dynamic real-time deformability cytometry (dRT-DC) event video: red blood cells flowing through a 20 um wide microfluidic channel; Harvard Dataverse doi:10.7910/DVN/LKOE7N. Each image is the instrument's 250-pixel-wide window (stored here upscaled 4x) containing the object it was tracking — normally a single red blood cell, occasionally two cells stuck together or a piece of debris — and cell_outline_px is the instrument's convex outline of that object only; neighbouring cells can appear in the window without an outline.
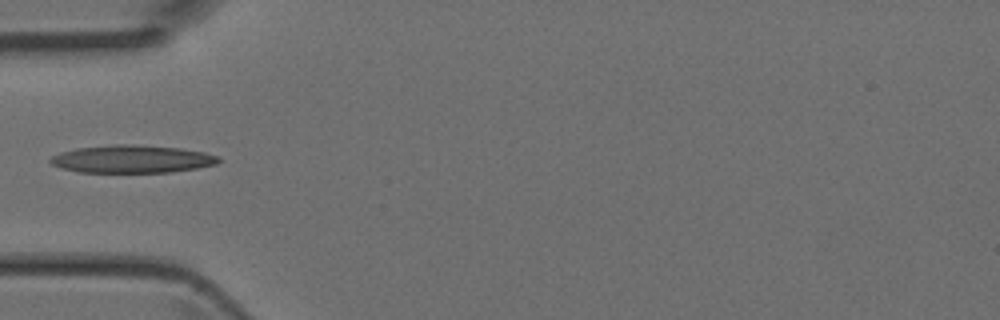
{"species": "Egyptian fruit bat (a non-hibernating species)", "species_latin": "Rousettus aegyptiacus", "temperature_condition": "room temperature", "stored_images_in_passage": 3, "camera_frame_rate_fps": 3000, "um_per_image_px": 0.085, "animal": {"sex": "female"}, "frame": {"image": 1, "passage_image": 3, "time_ms": 0.667, "image_size_px": [1000, 320], "cell_outline_px": [[220, 160], [216, 164], [196, 168], [172, 172], [80, 172], [64, 168], [52, 164], [48, 160], [52, 156], [60, 152], [76, 148], [116, 144], [124, 144], [180, 148], [204, 152], [220, 156]], "centroid_in_image_um": [11.23, 13.52], "position_along_channel_um": 73.8, "area_um2": 26.99}}